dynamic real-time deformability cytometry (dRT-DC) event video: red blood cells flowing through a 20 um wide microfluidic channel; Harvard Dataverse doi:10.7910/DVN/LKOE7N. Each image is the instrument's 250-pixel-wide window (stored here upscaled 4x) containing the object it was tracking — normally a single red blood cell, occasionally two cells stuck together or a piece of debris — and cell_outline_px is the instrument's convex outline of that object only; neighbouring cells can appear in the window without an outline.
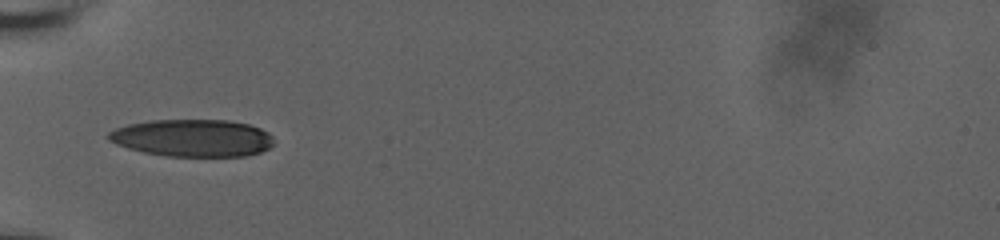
{"species": "human", "species_latin": "Homo sapiens", "temperature_condition": "room temperature", "stored_images_in_passage": 37, "camera_frame_rate_fps": 3000, "um_per_image_px": 0.085, "donor": {"sex": "male"}, "frame": {"image": 1, "passage_image": 1, "time_ms": 0.0, "image_size_px": [1000, 240], "cell_outline_px": [[276, 144], [260, 152], [248, 156], [168, 156], [144, 152], [128, 148], [116, 144], [108, 140], [108, 132], [116, 128], [128, 124], [152, 120], [228, 120], [248, 124], [260, 128], [268, 132], [272, 136]], "centroid_in_image_um": [16.39, 11.73], "position_along_channel_um": 68.6, "area_um2": 36.07}}
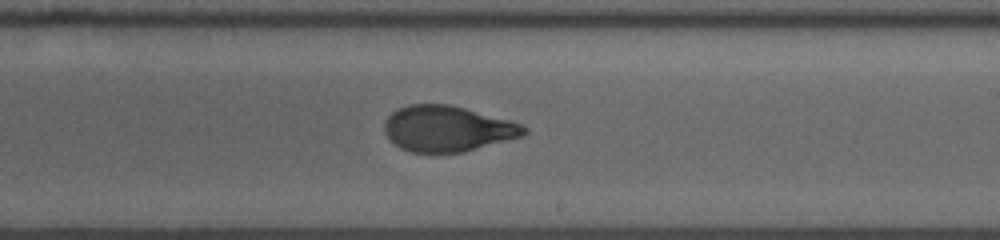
{"frame": {"image": 2, "passage_image": 16, "time_ms": 5.0, "image_size_px": [1000, 240], "cell_outline_px": [[528, 132], [524, 136], [464, 152], [412, 152], [400, 148], [384, 132], [384, 120], [392, 112], [408, 104], [448, 104], [464, 108], [508, 120], [520, 124], [528, 128]], "centroid_in_image_um": [38.04, 10.94], "position_along_channel_um": 251.0, "area_um2": 36.99}}
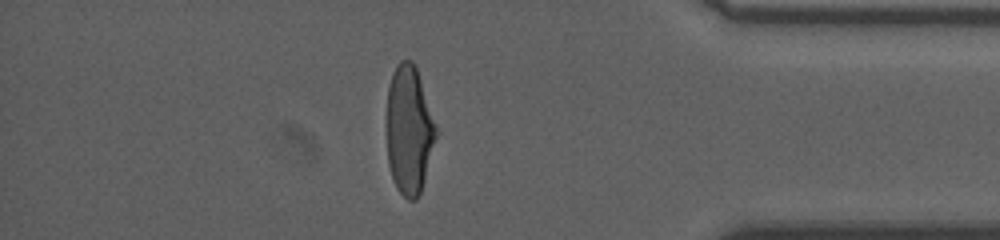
{"frame": {"image": 3, "passage_image": 30, "time_ms": 9.667, "image_size_px": [1000, 240], "cell_outline_px": [[440, 132], [420, 192], [416, 200], [408, 200], [396, 188], [388, 164], [384, 124], [388, 84], [392, 72], [396, 64], [400, 60], [412, 60], [416, 68]], "centroid_in_image_um": [34.75, 11.03], "position_along_channel_um": 400.4, "area_um2": 38.38}, "authors_computed_cell_mechanics": {"area_um2": 37.6856, "velocity_mm_per_s": 3.7166, "shape_relaxation_time_tau1_ms": 6.3861, "shape_relaxation_time_tau2_ms": 0.9322, "deformation_change_tau1": 0.2414, "deformation_change_tau2": 0.0712}}